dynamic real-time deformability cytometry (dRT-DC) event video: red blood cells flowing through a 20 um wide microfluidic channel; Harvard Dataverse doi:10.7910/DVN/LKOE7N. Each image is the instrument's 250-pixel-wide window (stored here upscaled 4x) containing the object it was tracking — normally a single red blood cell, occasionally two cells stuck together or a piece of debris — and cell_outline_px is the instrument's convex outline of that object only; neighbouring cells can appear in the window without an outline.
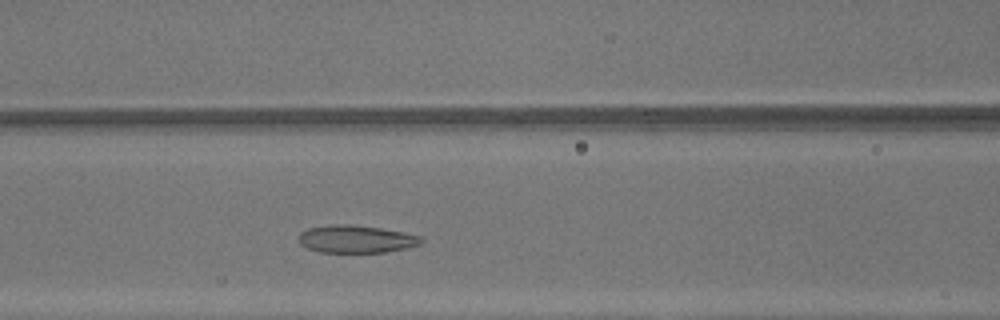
{"species": "common noctule bat (a hibernating species)", "species_latin": "Nyctalus noctula", "temperature_condition": "warm", "stored_images_in_passage": 28, "camera_frame_rate_fps": 3000, "um_per_image_px": 0.085, "animal": {"sex": "male", "body_mass_g": 13.3}, "frame": {"image": 1, "passage_image": 11, "time_ms": 3.333, "image_size_px": [1000, 320], "cell_outline_px": [[424, 240], [420, 244], [388, 252], [320, 252], [308, 248], [300, 244], [300, 232], [308, 228], [328, 224], [352, 224], [380, 228], [404, 232], [420, 236]], "centroid_in_image_um": [30.26, 20.31], "position_along_channel_um": 136.3, "area_um2": 19.71}}
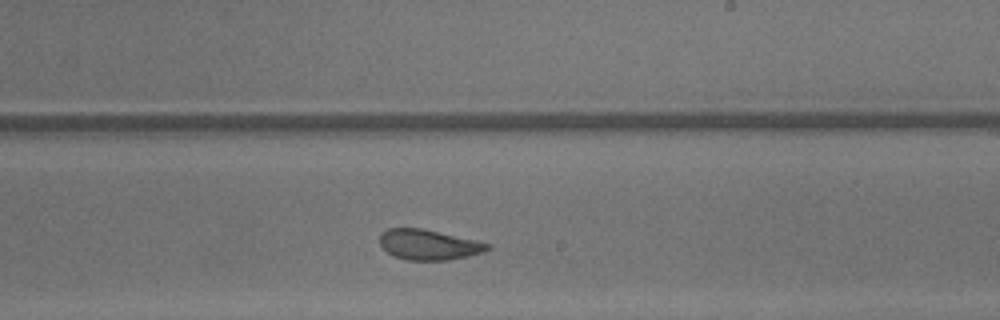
{"frame": {"image": 2, "passage_image": 19, "time_ms": 6.0, "image_size_px": [1000, 320], "cell_outline_px": [[492, 248], [484, 252], [468, 256], [448, 260], [408, 260], [392, 256], [380, 244], [380, 232], [388, 228], [420, 228], [476, 240], [492, 244]], "centroid_in_image_um": [36.45, 20.8], "position_along_channel_um": 252.5, "area_um2": 19.07}}
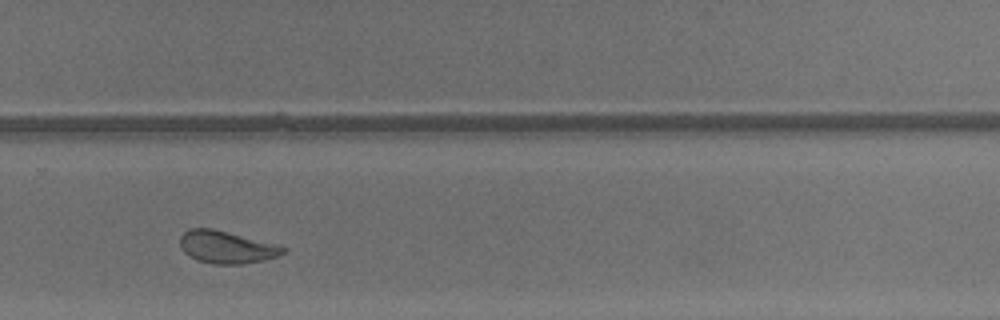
{"frame": {"image": 3, "passage_image": 23, "time_ms": 7.333, "image_size_px": [1000, 320], "cell_outline_px": [[288, 252], [276, 256], [244, 264], [212, 264], [196, 260], [188, 256], [180, 248], [180, 236], [188, 228], [212, 228], [280, 244], [288, 248]], "centroid_in_image_um": [19.27, 21.0], "position_along_channel_um": 310.5, "area_um2": 19.83}, "authors_computed_cell_mechanics": {"area_um2": 19.9699, "velocity_mm_per_s": 4.3717, "shape_relaxation_time_tau1_ms": null, "shape_relaxation_time_tau2_ms": 1.9648, "deformation_change_tau1": null, "deformation_change_tau2": 0.1017}}